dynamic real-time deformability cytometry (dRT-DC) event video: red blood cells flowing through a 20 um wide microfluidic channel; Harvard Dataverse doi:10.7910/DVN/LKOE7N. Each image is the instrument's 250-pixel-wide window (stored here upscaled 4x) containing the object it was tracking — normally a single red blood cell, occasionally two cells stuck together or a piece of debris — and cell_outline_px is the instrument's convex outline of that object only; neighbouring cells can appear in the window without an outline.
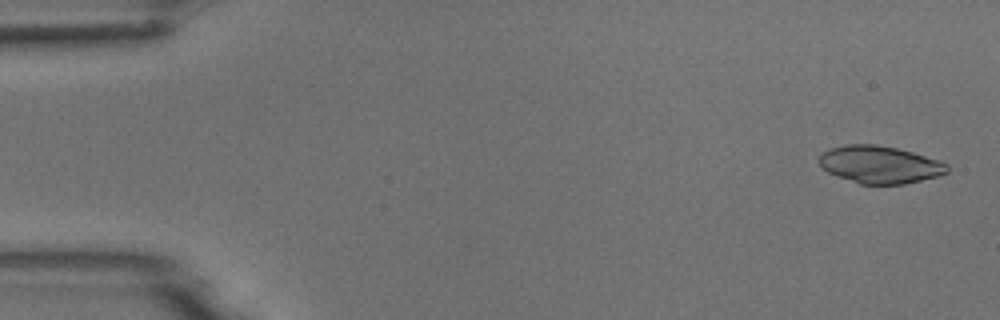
{"species": "common noctule bat (a hibernating species)", "species_latin": "Nyctalus noctula", "temperature_condition": "room temperature", "stored_images_in_passage": 6, "camera_frame_rate_fps": 3000, "um_per_image_px": 0.085, "animal": {"sex": "male", "body_mass_g": 18.8}, "frame": {"image": 1, "passage_image": 1, "time_ms": 0.0, "image_size_px": [1000, 320], "cell_outline_px": [[948, 172], [940, 176], [904, 184], [860, 184], [828, 172], [816, 160], [820, 152], [832, 148], [848, 144], [876, 144], [896, 148], [912, 152], [940, 160], [948, 164]], "centroid_in_image_um": [74.79, 13.98], "position_along_channel_um": 10.2, "area_um2": 28.03}}